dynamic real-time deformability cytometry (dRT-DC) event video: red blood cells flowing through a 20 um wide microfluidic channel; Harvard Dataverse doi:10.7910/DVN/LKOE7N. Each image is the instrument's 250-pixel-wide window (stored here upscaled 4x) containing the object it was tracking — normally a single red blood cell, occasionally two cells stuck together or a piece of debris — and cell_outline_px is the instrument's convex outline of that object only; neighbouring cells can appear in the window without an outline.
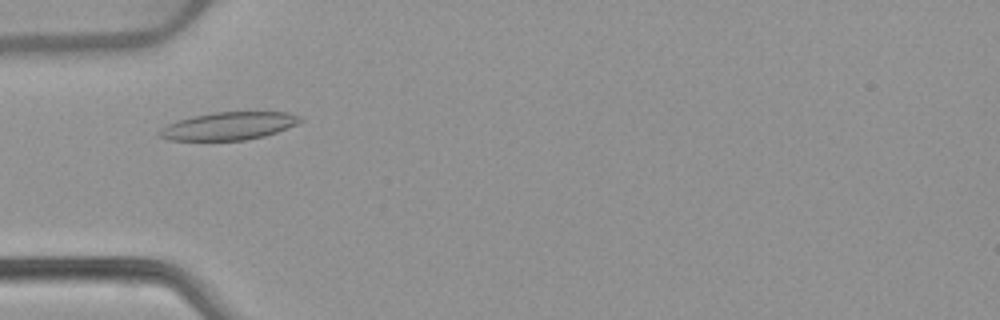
{"species": "common noctule bat (a hibernating species)", "species_latin": "Nyctalus noctula", "temperature_condition": "warm", "stored_images_in_passage": 49, "camera_frame_rate_fps": 3000, "um_per_image_px": 0.085, "animal": {"sex": "female", "body_mass_g": 22.7, "forearm_length_mm": 54.2}, "frame": {"image": 1, "passage_image": 13, "time_ms": 4.0, "image_size_px": [1000, 320], "cell_outline_px": [[304, 120], [296, 124], [276, 132], [264, 136], [244, 140], [168, 140], [156, 136], [156, 132], [160, 128], [176, 120], [212, 112], [288, 112]], "centroid_in_image_um": [19.35, 10.71], "position_along_channel_um": 65.6, "area_um2": 22.77}}
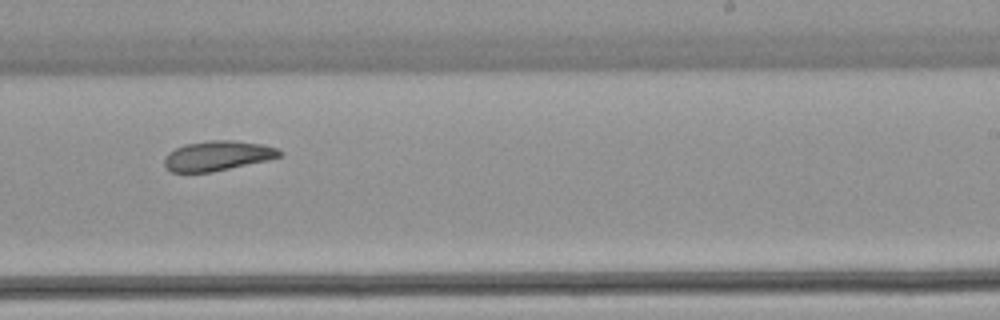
{"frame": {"image": 2, "passage_image": 29, "time_ms": 9.333, "image_size_px": [1000, 320], "cell_outline_px": [[284, 152], [280, 156], [268, 160], [212, 172], [172, 172], [164, 168], [164, 156], [168, 152], [184, 144], [212, 140], [232, 140], [260, 144], [276, 148]], "centroid_in_image_um": [18.45, 13.24], "position_along_channel_um": 270.5, "area_um2": 20.06}}
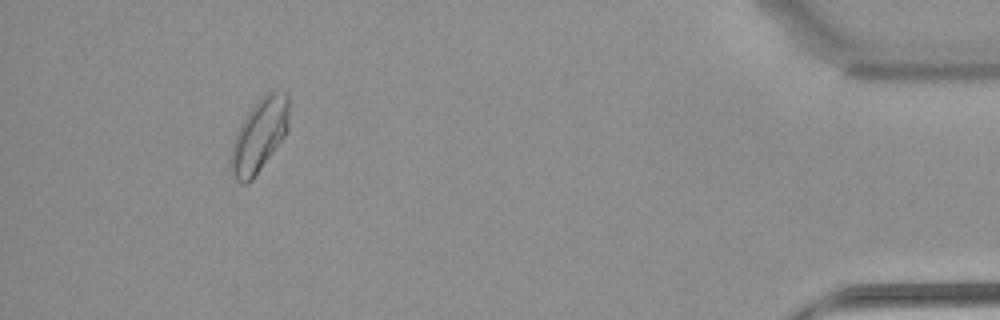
{"frame": {"image": 3, "passage_image": 45, "time_ms": 14.667, "image_size_px": [1000, 320], "cell_outline_px": [[288, 132], [252, 180], [248, 184], [240, 184], [232, 176], [228, 168], [228, 164], [232, 144], [236, 132], [240, 124], [248, 112], [264, 92], [284, 92], [288, 96]], "centroid_in_image_um": [22.0, 11.56], "position_along_channel_um": 413.2, "area_um2": 25.09}, "authors_computed_cell_mechanics": {"area_um2": 21.5594, "velocity_mm_per_s": 3.8615, "shape_relaxation_time_tau1_ms": null, "shape_relaxation_time_tau2_ms": 9.3756, "deformation_change_tau1": null, "deformation_change_tau2": 0.1734}}